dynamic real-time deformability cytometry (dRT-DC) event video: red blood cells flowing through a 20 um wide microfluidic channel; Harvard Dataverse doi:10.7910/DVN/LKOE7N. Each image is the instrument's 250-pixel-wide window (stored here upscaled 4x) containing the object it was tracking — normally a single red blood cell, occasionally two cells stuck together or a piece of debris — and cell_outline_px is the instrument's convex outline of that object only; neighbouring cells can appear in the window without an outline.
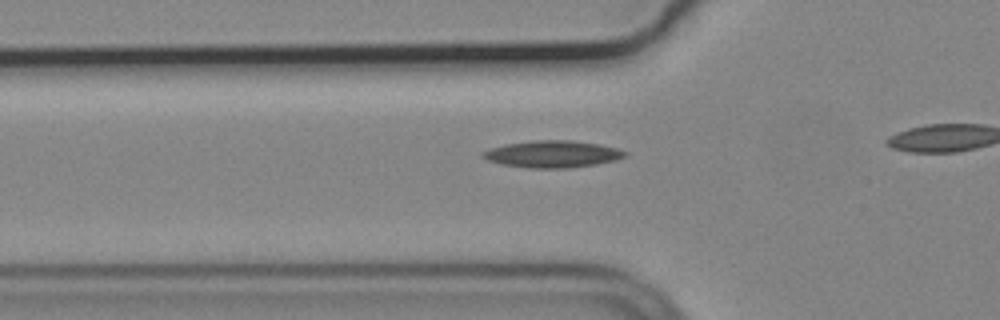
{"species": "common noctule bat (a hibernating species)", "species_latin": "Nyctalus noctula", "temperature_condition": "cold", "stored_images_in_passage": 35, "camera_frame_rate_fps": 3000, "um_per_image_px": 0.085, "animal": {"sex": "male", "body_mass_g": 19.2, "forearm_length_mm": 51.8}, "frame": {"image": 1, "passage_image": 9, "time_ms": 2.667, "image_size_px": [1000, 320], "cell_outline_px": [[628, 156], [616, 160], [596, 164], [568, 168], [528, 168], [500, 164], [488, 160], [480, 156], [480, 152], [492, 148], [508, 144], [532, 140], [572, 140], [600, 144], [616, 148], [628, 152]], "centroid_in_image_um": [46.98, 13.1], "position_along_channel_um": 78.8, "area_um2": 22.43}}
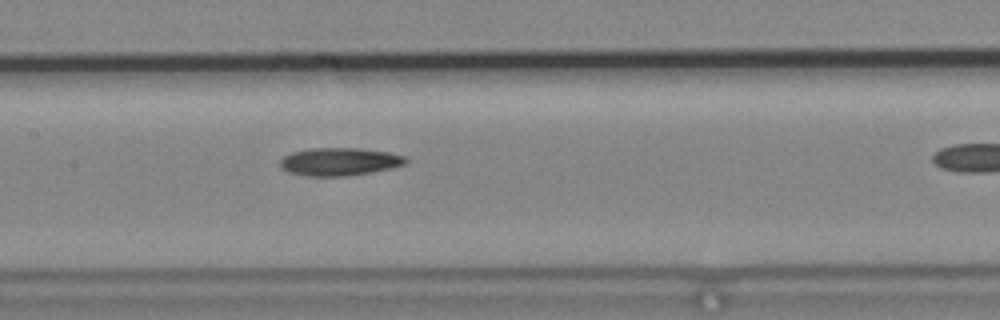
{"frame": {"image": 2, "passage_image": 17, "time_ms": 5.333, "image_size_px": [1000, 320], "cell_outline_px": [[408, 160], [404, 164], [388, 168], [368, 172], [344, 176], [308, 176], [288, 172], [280, 164], [280, 160], [284, 156], [292, 152], [312, 148], [356, 148], [388, 152], [404, 156]], "centroid_in_image_um": [28.82, 13.73], "position_along_channel_um": 178.6, "area_um2": 20.0}}
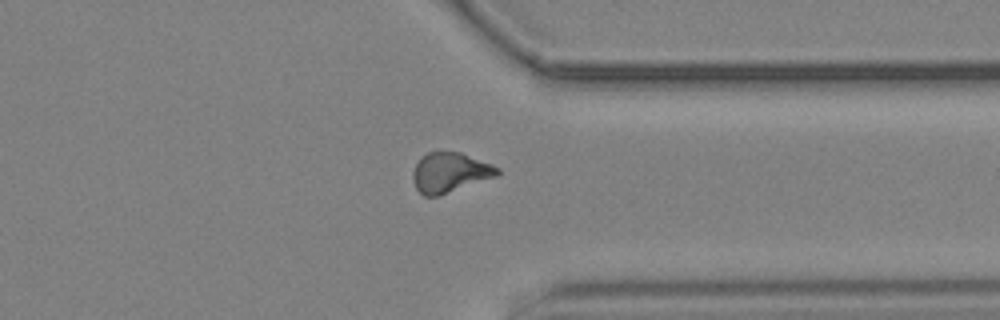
{"frame": {"image": 3, "passage_image": 33, "time_ms": 10.667, "image_size_px": [1000, 320], "cell_outline_px": [[500, 172], [496, 176], [440, 196], [424, 196], [416, 188], [412, 180], [412, 172], [420, 156], [428, 152], [460, 152], [492, 164], [500, 168]], "centroid_in_image_um": [38.22, 14.66], "position_along_channel_um": 373.2, "area_um2": 19.71}}